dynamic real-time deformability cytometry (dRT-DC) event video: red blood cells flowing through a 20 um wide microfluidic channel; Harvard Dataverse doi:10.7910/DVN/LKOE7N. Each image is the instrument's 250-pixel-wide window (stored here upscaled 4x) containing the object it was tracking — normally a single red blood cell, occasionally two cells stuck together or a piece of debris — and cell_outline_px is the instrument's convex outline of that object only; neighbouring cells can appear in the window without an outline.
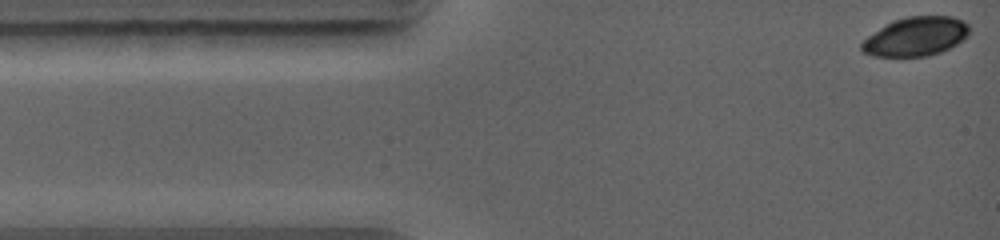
{"species": "common noctule bat (a hibernating species)", "species_latin": "Nyctalus noctula", "temperature_condition": "warm", "stored_images_in_passage": 3, "camera_frame_rate_fps": 5000, "um_per_image_px": 0.085, "animal": {"sex": "female", "body_mass_g": 19.0, "forearm_length_mm": 56.7}, "frame": {"image": 1, "passage_image": 1, "time_ms": 0.0, "image_size_px": [1000, 240], "cell_outline_px": [[968, 36], [964, 40], [940, 52], [928, 56], [876, 56], [864, 52], [860, 48], [860, 44], [868, 36], [892, 20], [908, 16], [952, 16], [964, 20], [968, 24]], "centroid_in_image_um": [77.86, 3.09], "position_along_channel_um": 7.1, "area_um2": 24.39}}
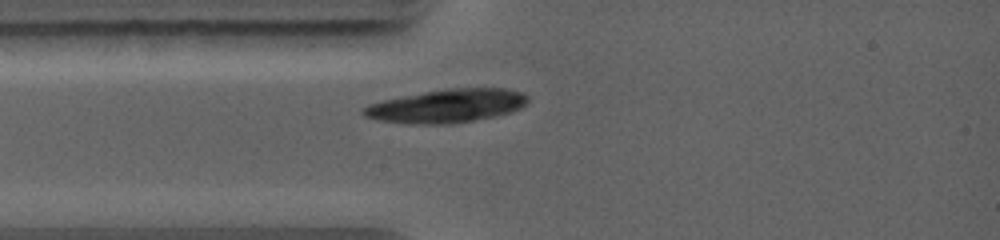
{"frame": {"image": 2, "passage_image": 3, "time_ms": 2.4, "image_size_px": [1000, 240], "cell_outline_px": [[528, 100], [520, 108], [512, 112], [496, 116], [452, 124], [408, 124], [380, 120], [364, 116], [360, 112], [368, 104], [380, 100], [424, 92], [452, 88], [508, 88], [524, 92], [528, 96]], "centroid_in_image_um": [37.99, 9.0], "position_along_channel_um": 47.0, "area_um2": 32.19}}